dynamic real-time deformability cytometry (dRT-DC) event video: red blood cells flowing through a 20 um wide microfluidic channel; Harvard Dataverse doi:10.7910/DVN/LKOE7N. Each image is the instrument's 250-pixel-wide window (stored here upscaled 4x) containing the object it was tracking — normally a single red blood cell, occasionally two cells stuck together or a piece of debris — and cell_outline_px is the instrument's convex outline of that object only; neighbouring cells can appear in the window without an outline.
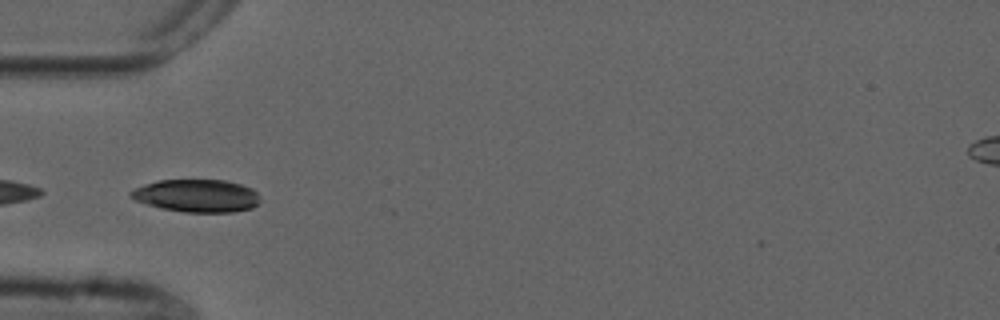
{"species": "common noctule bat (a hibernating species)", "species_latin": "Nyctalus noctula", "temperature_condition": "cold", "stored_images_in_passage": 19, "camera_frame_rate_fps": 3000, "um_per_image_px": 0.085, "animal": {"sex": "male", "forearm_length_mm": 52.5}, "frame": {"image": 1, "passage_image": 16, "time_ms": 5.0, "image_size_px": [1000, 320], "cell_outline_px": [[260, 204], [252, 208], [232, 212], [184, 212], [160, 208], [136, 200], [128, 192], [144, 184], [160, 180], [224, 180], [240, 184], [252, 188], [260, 196]], "centroid_in_image_um": [16.77, 16.64], "position_along_channel_um": 68.2, "area_um2": 24.62}}